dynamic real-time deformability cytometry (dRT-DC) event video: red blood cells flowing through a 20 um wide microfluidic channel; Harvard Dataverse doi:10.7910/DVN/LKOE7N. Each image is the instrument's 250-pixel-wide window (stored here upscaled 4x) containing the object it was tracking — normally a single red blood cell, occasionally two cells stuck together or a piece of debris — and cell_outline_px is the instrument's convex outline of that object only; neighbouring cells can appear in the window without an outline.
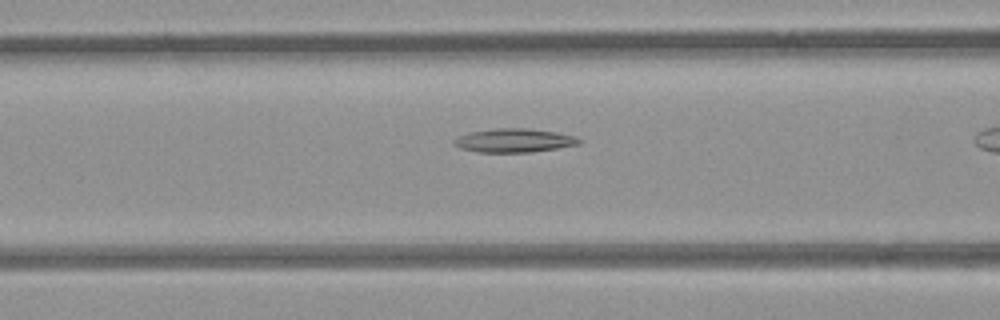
{"species": "common noctule bat (a hibernating species)", "species_latin": "Nyctalus noctula", "temperature_condition": "room temperature", "stored_images_in_passage": 28, "camera_frame_rate_fps": 3000, "um_per_image_px": 0.085, "animal": {"sex": "female", "body_mass_g": 21.9}, "frame": {"image": 1, "passage_image": 8, "time_ms": 2.333, "image_size_px": [1000, 320], "cell_outline_px": [[584, 140], [580, 144], [532, 152], [476, 152], [460, 148], [452, 144], [452, 140], [468, 132], [496, 128], [528, 128], [556, 132], [576, 136]], "centroid_in_image_um": [43.7, 11.93], "position_along_channel_um": 122.9, "area_um2": 17.46}}
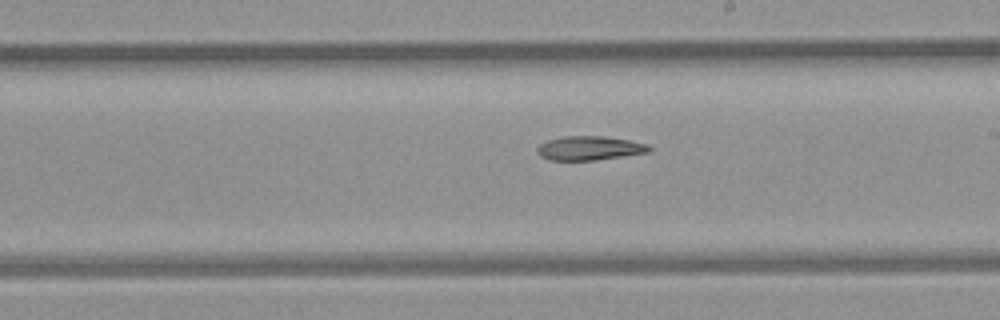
{"frame": {"image": 2, "passage_image": 17, "time_ms": 5.333, "image_size_px": [1000, 320], "cell_outline_px": [[652, 152], [596, 160], [548, 160], [540, 156], [536, 152], [536, 148], [540, 144], [548, 140], [560, 136], [604, 136], [628, 140], [648, 144], [652, 148]], "centroid_in_image_um": [50.11, 12.59], "position_along_channel_um": 238.9, "area_um2": 15.9}}
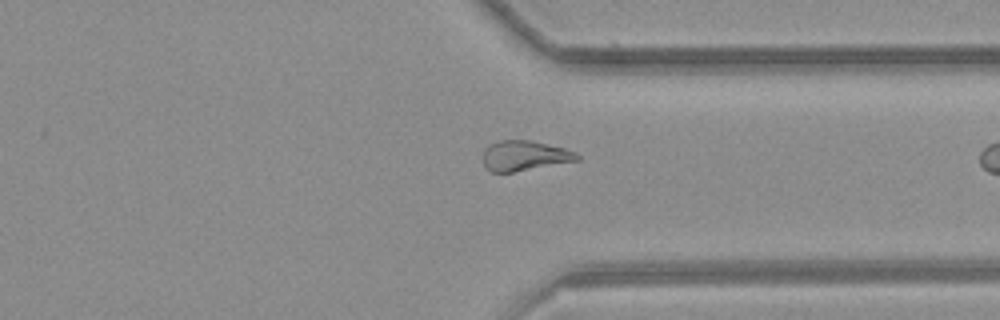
{"frame": {"image": 3, "passage_image": 27, "time_ms": 8.667, "image_size_px": [1000, 320], "cell_outline_px": [[580, 160], [512, 172], [488, 172], [484, 168], [484, 148], [488, 144], [496, 140], [532, 140], [564, 148], [576, 152], [580, 156]], "centroid_in_image_um": [44.55, 13.23], "position_along_channel_um": 366.8, "area_um2": 16.7}}